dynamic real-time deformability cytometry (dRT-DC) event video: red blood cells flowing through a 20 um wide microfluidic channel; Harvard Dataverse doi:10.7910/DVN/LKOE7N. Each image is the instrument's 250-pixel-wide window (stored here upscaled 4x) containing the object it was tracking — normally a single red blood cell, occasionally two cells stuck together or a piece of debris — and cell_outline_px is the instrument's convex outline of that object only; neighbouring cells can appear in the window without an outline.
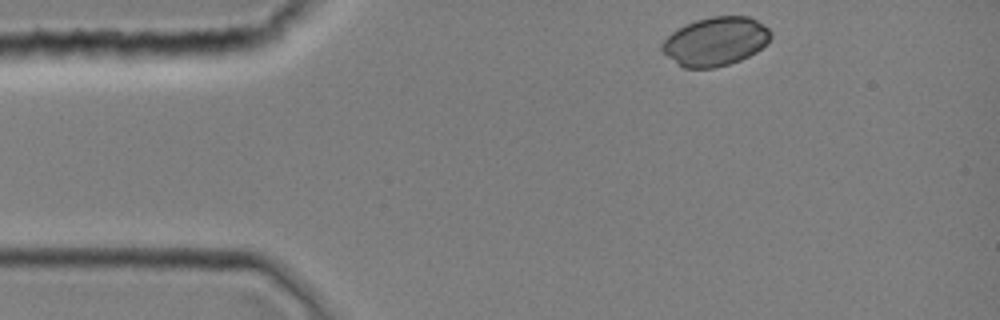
{"species": "common noctule bat (a hibernating species)", "species_latin": "Nyctalus noctula", "temperature_condition": "room temperature", "stored_images_in_passage": 31, "camera_frame_rate_fps": 3000, "um_per_image_px": 0.085, "animal": {"sex": "female", "body_mass_g": 19.0, "forearm_length_mm": 51.5}, "frame": {"image": 1, "passage_image": 1, "time_ms": 0.0, "image_size_px": [1000, 320], "cell_outline_px": [[772, 36], [756, 52], [740, 60], [716, 68], [684, 68], [668, 56], [660, 48], [664, 40], [672, 32], [684, 24], [696, 20], [712, 16], [748, 16], [756, 20], [768, 28], [772, 32]], "centroid_in_image_um": [60.82, 3.51], "position_along_channel_um": 24.2, "area_um2": 30.63}}
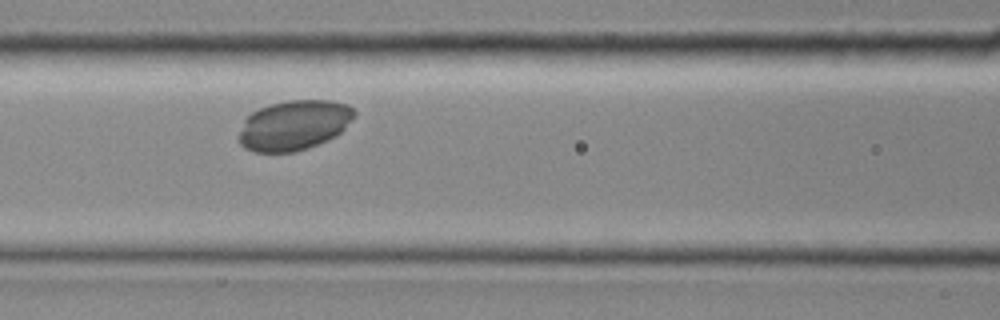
{"frame": {"image": 2, "passage_image": 12, "time_ms": 3.667, "image_size_px": [1000, 320], "cell_outline_px": [[356, 116], [336, 136], [328, 140], [308, 148], [296, 152], [252, 152], [244, 148], [236, 140], [236, 136], [244, 120], [252, 112], [268, 104], [288, 100], [332, 100], [348, 104], [356, 112]], "centroid_in_image_um": [24.96, 10.65], "position_along_channel_um": 141.6, "area_um2": 34.16}}
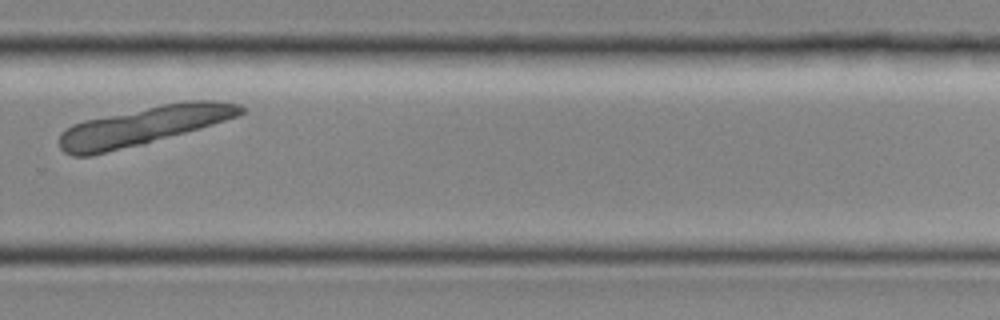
{"frame": {"image": 3, "passage_image": 23, "time_ms": 7.333, "image_size_px": [1000, 320], "cell_outline_px": [[244, 112], [236, 116], [200, 128], [140, 144], [92, 156], [72, 156], [64, 152], [60, 148], [60, 132], [72, 124], [84, 120], [160, 104], [188, 100], [216, 100], [240, 104], [244, 108]], "centroid_in_image_um": [12.16, 10.69], "position_along_channel_um": 317.6, "area_um2": 40.29}}